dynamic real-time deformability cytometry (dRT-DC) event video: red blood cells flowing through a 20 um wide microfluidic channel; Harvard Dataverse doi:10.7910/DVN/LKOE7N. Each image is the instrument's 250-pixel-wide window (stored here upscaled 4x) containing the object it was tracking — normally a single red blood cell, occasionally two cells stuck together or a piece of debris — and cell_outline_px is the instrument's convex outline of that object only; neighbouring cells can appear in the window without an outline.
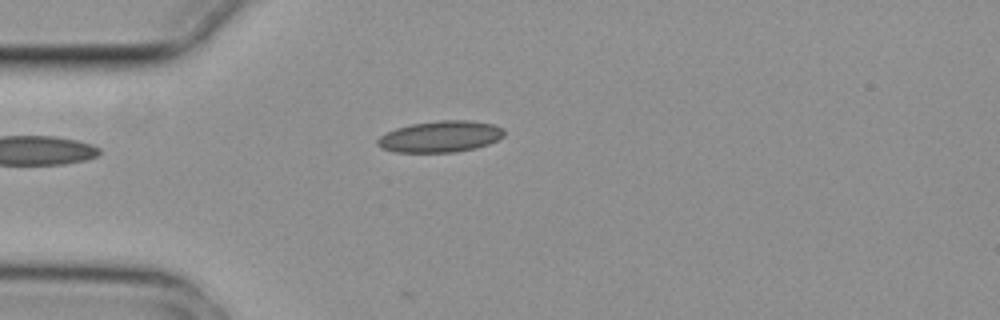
{"species": "common noctule bat (a hibernating species)", "species_latin": "Nyctalus noctula", "temperature_condition": "cold", "stored_images_in_passage": 3, "camera_frame_rate_fps": 3000, "um_per_image_px": 0.085, "animal": {"sex": "female", "body_mass_g": 29.2, "forearm_length_mm": 56.3}, "frame": {"image": 1, "passage_image": 2, "time_ms": 0.333, "image_size_px": [1000, 320], "cell_outline_px": [[504, 136], [488, 144], [476, 148], [456, 152], [396, 152], [384, 148], [376, 144], [376, 140], [380, 136], [396, 128], [412, 124], [440, 120], [472, 120], [492, 124], [504, 128]], "centroid_in_image_um": [37.46, 11.6], "position_along_channel_um": 47.5, "area_um2": 23.06}}